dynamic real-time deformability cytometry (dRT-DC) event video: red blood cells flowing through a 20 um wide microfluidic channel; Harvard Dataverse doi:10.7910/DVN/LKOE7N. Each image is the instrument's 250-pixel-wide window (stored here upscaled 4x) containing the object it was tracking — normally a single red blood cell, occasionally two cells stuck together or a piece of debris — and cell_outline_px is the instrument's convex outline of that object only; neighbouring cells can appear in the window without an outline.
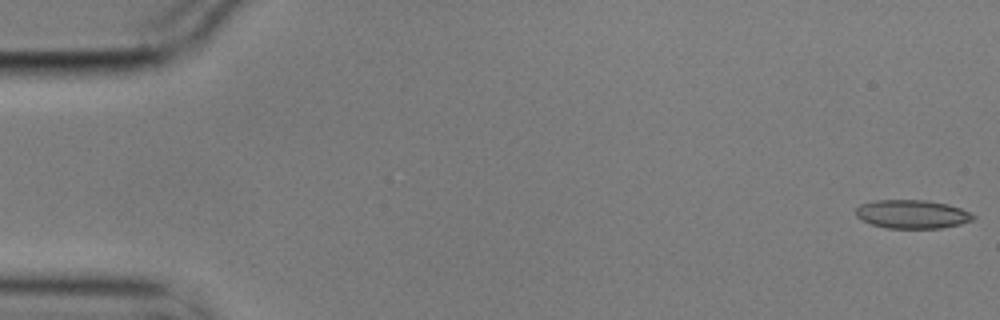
{"species": "common noctule bat (a hibernating species)", "species_latin": "Nyctalus noctula", "temperature_condition": "cold", "stored_images_in_passage": 5, "camera_frame_rate_fps": 3000, "um_per_image_px": 0.085, "animal": {"sex": "male", "body_mass_g": 17.9}, "frame": {"image": 1, "passage_image": 1, "time_ms": 0.0, "image_size_px": [1000, 320], "cell_outline_px": [[976, 216], [972, 220], [960, 224], [940, 228], [888, 228], [872, 224], [856, 216], [856, 208], [860, 204], [876, 200], [928, 200], [948, 204], [960, 208]], "centroid_in_image_um": [77.53, 18.2], "position_along_channel_um": 7.5, "area_um2": 19.42}}